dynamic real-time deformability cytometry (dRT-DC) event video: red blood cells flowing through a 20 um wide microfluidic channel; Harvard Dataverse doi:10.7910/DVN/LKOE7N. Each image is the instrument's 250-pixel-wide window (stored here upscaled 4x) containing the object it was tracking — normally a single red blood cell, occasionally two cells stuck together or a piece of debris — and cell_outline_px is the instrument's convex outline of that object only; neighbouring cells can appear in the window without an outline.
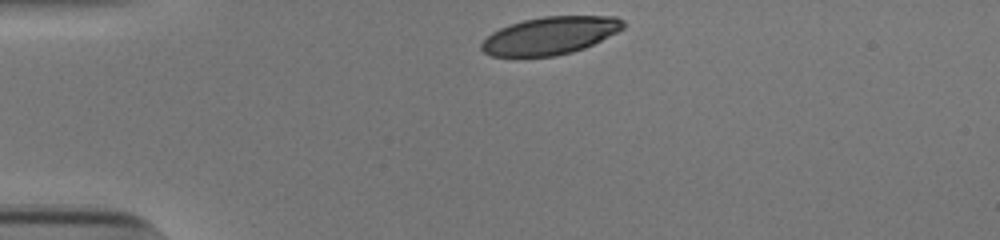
{"species": "human", "species_latin": "Homo sapiens", "temperature_condition": "cold", "stored_images_in_passage": 32, "camera_frame_rate_fps": 3000, "um_per_image_px": 0.085, "donor": {"sex": "male"}, "frame": {"image": 1, "passage_image": 1, "time_ms": 0.0, "image_size_px": [1000, 240], "cell_outline_px": [[624, 28], [584, 48], [572, 52], [556, 56], [492, 56], [484, 52], [480, 48], [480, 44], [492, 32], [500, 28], [524, 20], [544, 16], [616, 16], [624, 20]], "centroid_in_image_um": [46.76, 3.02], "position_along_channel_um": 38.2, "area_um2": 30.87}}
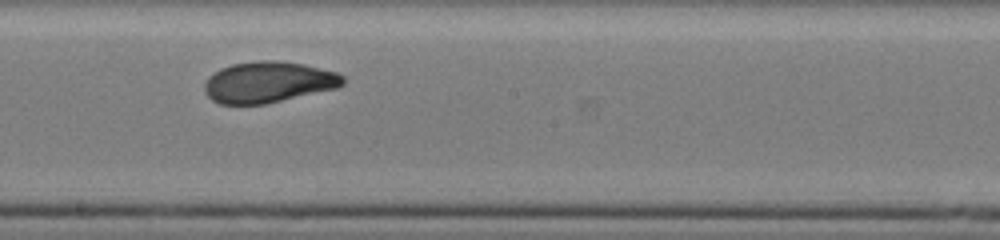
{"frame": {"image": 2, "passage_image": 19, "time_ms": 6.0, "image_size_px": [1000, 240], "cell_outline_px": [[344, 84], [336, 88], [264, 104], [220, 104], [212, 100], [204, 92], [204, 84], [208, 76], [220, 68], [232, 64], [260, 60], [276, 60], [304, 64], [336, 72], [344, 76]], "centroid_in_image_um": [22.78, 6.97], "position_along_channel_um": 225.4, "area_um2": 33.12}}
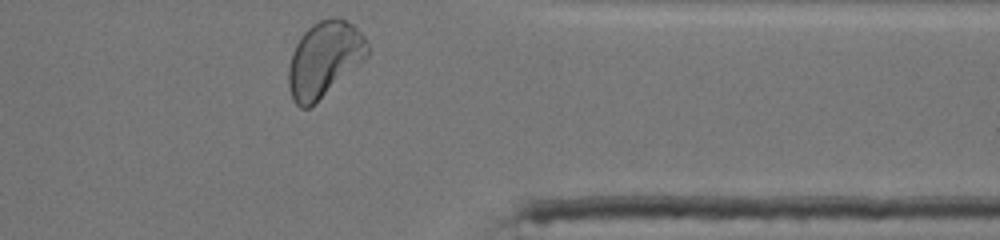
{"frame": {"image": 3, "passage_image": 32, "time_ms": 10.333, "image_size_px": [1000, 240], "cell_outline_px": [[368, 56], [360, 64], [308, 108], [300, 108], [292, 100], [288, 88], [288, 68], [292, 52], [296, 44], [304, 32], [312, 24], [320, 20], [344, 20], [352, 24], [368, 40]], "centroid_in_image_um": [27.54, 5.05], "position_along_channel_um": 383.9, "area_um2": 34.1}, "authors_computed_cell_mechanics": {"area_um2": 33.0038, "velocity_mm_per_s": 3.8448, "shape_relaxation_time_tau1_ms": 4.8037, "shape_relaxation_time_tau2_ms": 1.141, "deformation_change_tau1": 0.1481, "deformation_change_tau2": 0.049}}